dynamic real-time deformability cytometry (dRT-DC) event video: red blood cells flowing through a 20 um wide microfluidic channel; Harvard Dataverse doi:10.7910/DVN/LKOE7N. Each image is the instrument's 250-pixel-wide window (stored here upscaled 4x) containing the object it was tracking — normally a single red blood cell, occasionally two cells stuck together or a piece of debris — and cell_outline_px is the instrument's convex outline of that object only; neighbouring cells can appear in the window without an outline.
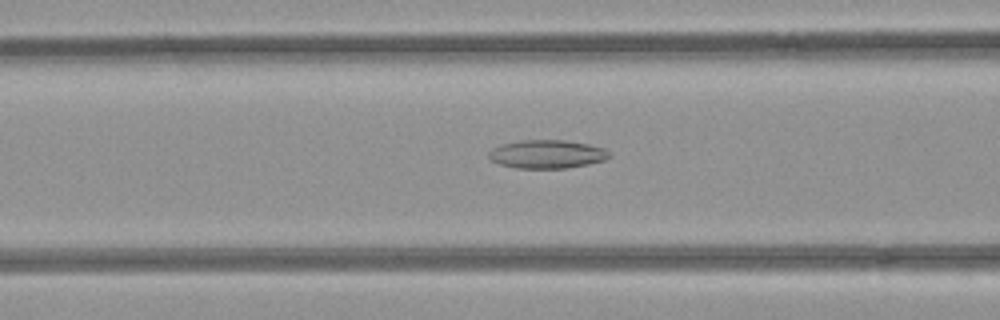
{"species": "common noctule bat (a hibernating species)", "species_latin": "Nyctalus noctula", "temperature_condition": "room temperature", "stored_images_in_passage": 43, "camera_frame_rate_fps": 3000, "um_per_image_px": 0.085, "animal": {"sex": "female", "body_mass_g": 21.9}, "frame": {"image": 1, "passage_image": 12, "time_ms": 3.667, "image_size_px": [1000, 320], "cell_outline_px": [[612, 156], [604, 160], [588, 164], [564, 168], [516, 168], [500, 164], [492, 160], [488, 156], [488, 152], [492, 148], [500, 144], [520, 140], [564, 140], [588, 144], [604, 148]], "centroid_in_image_um": [46.47, 13.09], "position_along_channel_um": 120.1, "area_um2": 19.94}}
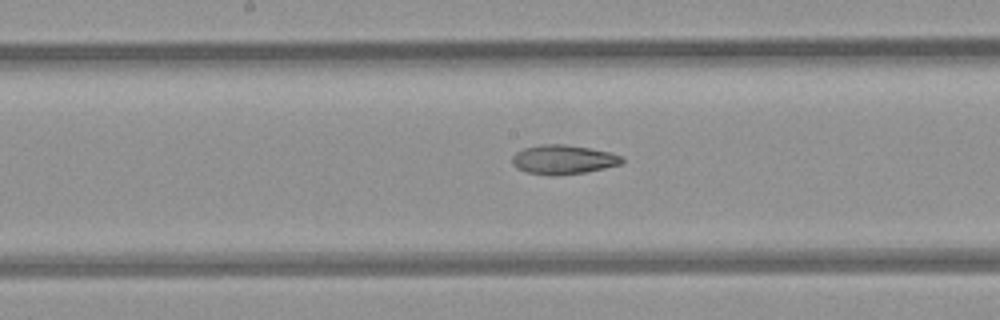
{"frame": {"image": 2, "passage_image": 18, "time_ms": 5.667, "image_size_px": [1000, 320], "cell_outline_px": [[624, 160], [620, 164], [604, 168], [584, 172], [556, 176], [552, 176], [528, 172], [516, 168], [512, 164], [512, 156], [516, 152], [524, 148], [544, 144], [564, 144], [588, 148], [608, 152], [624, 156]], "centroid_in_image_um": [47.86, 13.57], "position_along_channel_um": 200.3, "area_um2": 18.61}}
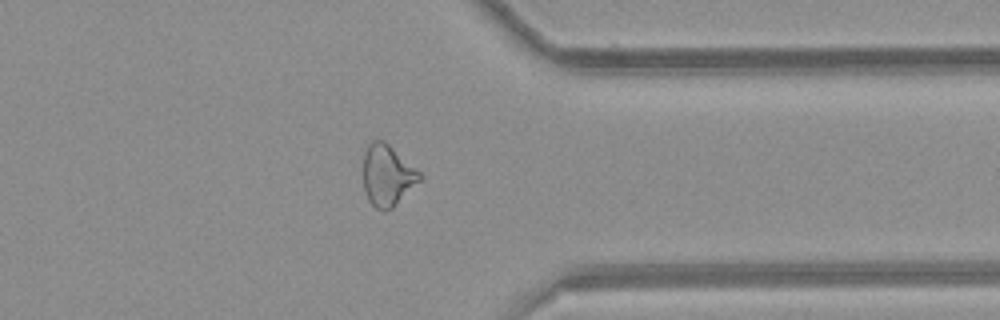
{"frame": {"image": 3, "passage_image": 32, "time_ms": 10.333, "image_size_px": [1000, 320], "cell_outline_px": [[424, 176], [392, 208], [384, 212], [376, 208], [368, 200], [364, 188], [364, 148], [372, 136], [384, 140], [420, 172]], "centroid_in_image_um": [32.89, 14.85], "position_along_channel_um": 378.5, "area_um2": 20.29}, "authors_computed_cell_mechanics": {"area_um2": 20.1722, "velocity_mm_per_s": 3.9901, "shape_relaxation_time_tau1_ms": null, "shape_relaxation_time_tau2_ms": 7.8905, "deformation_change_tau1": null, "deformation_change_tau2": 0.1811}}